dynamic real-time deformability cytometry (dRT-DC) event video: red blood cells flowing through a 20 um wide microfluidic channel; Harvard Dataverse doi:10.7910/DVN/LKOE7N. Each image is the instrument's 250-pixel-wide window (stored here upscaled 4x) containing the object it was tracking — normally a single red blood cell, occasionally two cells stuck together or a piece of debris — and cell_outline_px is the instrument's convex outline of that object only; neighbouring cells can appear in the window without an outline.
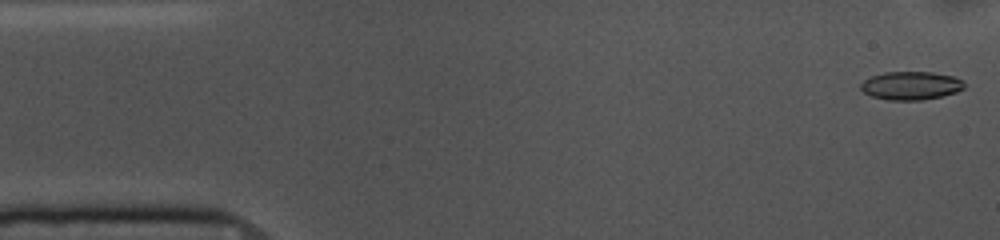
{"species": "common noctule bat (a hibernating species)", "species_latin": "Nyctalus noctula", "temperature_condition": "cold", "stored_images_in_passage": 53, "camera_frame_rate_fps": 3000, "um_per_image_px": 0.085, "animal": {"sex": "female", "body_mass_g": 10.0, "forearm_length_mm": 53.1}, "frame": {"image": 1, "passage_image": 1, "time_ms": 0.0, "image_size_px": [1000, 240], "cell_outline_px": [[964, 88], [956, 92], [940, 96], [920, 100], [888, 100], [872, 96], [864, 92], [860, 88], [860, 84], [864, 80], [872, 76], [884, 72], [932, 72], [956, 76], [964, 80]], "centroid_in_image_um": [77.45, 7.27], "position_along_channel_um": 7.6, "area_um2": 17.11}}
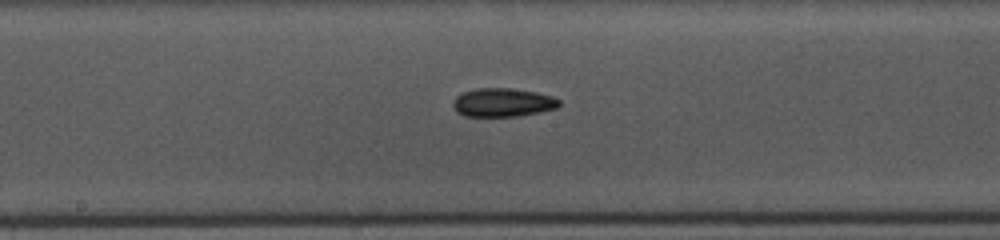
{"frame": {"image": 2, "passage_image": 26, "time_ms": 8.333, "image_size_px": [1000, 240], "cell_outline_px": [[560, 104], [556, 108], [540, 112], [516, 116], [464, 116], [456, 112], [452, 104], [452, 100], [456, 96], [464, 92], [476, 88], [508, 88], [536, 92], [552, 96], [560, 100]], "centroid_in_image_um": [42.71, 8.71], "position_along_channel_um": 205.5, "area_um2": 17.69}}
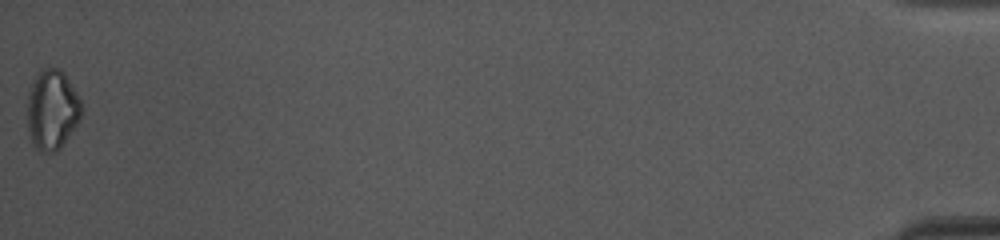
{"frame": {"image": 3, "passage_image": 53, "time_ms": 17.333, "image_size_px": [1000, 240], "cell_outline_px": [[80, 120], [60, 148], [56, 152], [40, 152], [32, 144], [28, 128], [28, 92], [32, 80], [40, 68], [60, 68], [64, 72], [76, 92], [80, 100]], "centroid_in_image_um": [4.41, 9.31], "position_along_channel_um": 430.8, "area_um2": 25.26}, "authors_computed_cell_mechanics": {"area_um2": 17.4556, "velocity_mm_per_s": 3.6786, "shape_relaxation_time_tau1_ms": 4.9899, "shape_relaxation_time_tau2_ms": null, "deformation_change_tau1": 0.1005, "deformation_change_tau2": null}}